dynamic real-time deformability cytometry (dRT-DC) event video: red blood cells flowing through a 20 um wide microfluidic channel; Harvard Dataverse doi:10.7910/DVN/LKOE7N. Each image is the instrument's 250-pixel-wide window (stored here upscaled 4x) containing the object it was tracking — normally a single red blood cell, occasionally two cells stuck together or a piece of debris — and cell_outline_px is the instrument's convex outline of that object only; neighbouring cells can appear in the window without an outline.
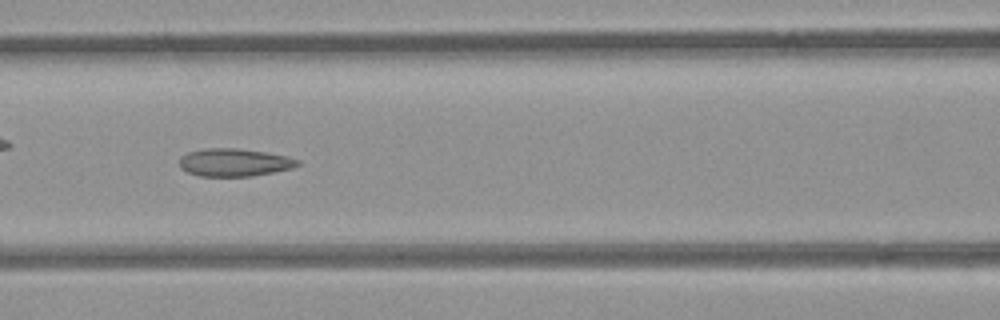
{"species": "common noctule bat (a hibernating species)", "species_latin": "Nyctalus noctula", "temperature_condition": "room temperature", "stored_images_in_passage": 52, "camera_frame_rate_fps": 3000, "um_per_image_px": 0.085, "animal": {"sex": "female", "body_mass_g": 21.9}, "frame": {"image": 1, "passage_image": 22, "time_ms": 7.0, "image_size_px": [1000, 320], "cell_outline_px": [[300, 164], [292, 168], [252, 176], [200, 176], [188, 172], [180, 168], [180, 156], [188, 152], [204, 148], [236, 148], [264, 152], [288, 156], [300, 160]], "centroid_in_image_um": [19.91, 13.8], "position_along_channel_um": 146.7, "area_um2": 19.13}}
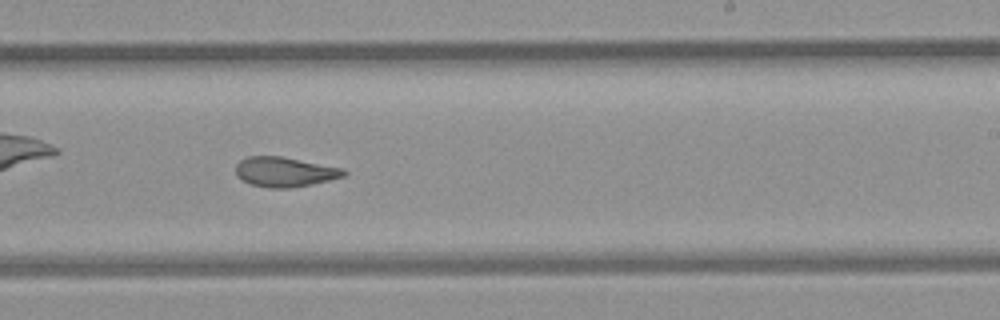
{"frame": {"image": 2, "passage_image": 31, "time_ms": 10.0, "image_size_px": [1000, 320], "cell_outline_px": [[348, 172], [344, 176], [312, 184], [288, 188], [272, 188], [252, 184], [236, 176], [236, 164], [240, 160], [248, 156], [280, 156], [344, 168]], "centroid_in_image_um": [24.21, 14.6], "position_along_channel_um": 264.8, "area_um2": 18.61}}
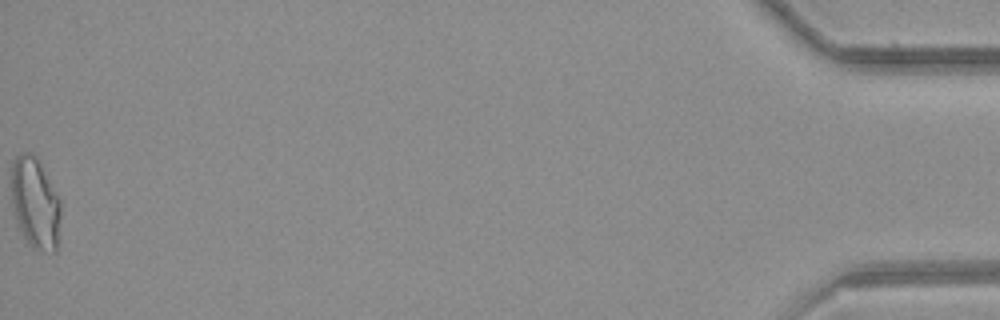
{"frame": {"image": 3, "passage_image": 52, "time_ms": 17.0, "image_size_px": [1000, 320], "cell_outline_px": [[60, 216], [56, 252], [44, 252], [32, 248], [28, 244], [20, 228], [12, 204], [12, 160], [16, 156], [24, 152], [28, 152], [36, 156], [40, 160], [60, 200]], "centroid_in_image_um": [3.0, 17.25], "position_along_channel_um": 432.2, "area_um2": 26.18}, "authors_computed_cell_mechanics": {"area_um2": 20.6635, "velocity_mm_per_s": 3.9473, "shape_relaxation_time_tau1_ms": null, "shape_relaxation_time_tau2_ms": 2.4513, "deformation_change_tau1": null, "deformation_change_tau2": 0.087}}